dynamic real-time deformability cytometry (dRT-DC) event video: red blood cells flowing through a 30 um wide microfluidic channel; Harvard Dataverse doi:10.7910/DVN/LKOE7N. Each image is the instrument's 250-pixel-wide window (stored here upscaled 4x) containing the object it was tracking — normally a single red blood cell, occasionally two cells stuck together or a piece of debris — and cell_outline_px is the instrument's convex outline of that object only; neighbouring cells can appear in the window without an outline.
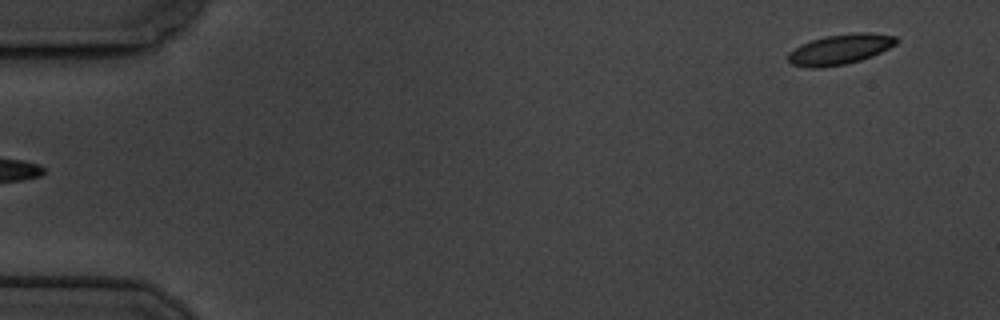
{"species": "common noctule bat (a hibernating species)", "species_latin": "Nyctalus noctula", "temperature_condition": "cold", "stored_images_in_passage": 4, "segment_of_instrument_passage": [2, 2], "camera_frame_rate_fps": 3000, "um_per_image_px": 0.085, "animal": {"sex": "male", "body_mass_g": 19.5, "forearm_length_mm": 54.6}, "frame": {"image": 1, "passage_image": 4, "time_ms": 3.667, "image_size_px": [1000, 320], "cell_outline_px": [[900, 40], [896, 44], [872, 56], [860, 60], [844, 64], [820, 68], [808, 68], [792, 64], [788, 60], [788, 52], [800, 44], [824, 36], [856, 32], [868, 32], [896, 36]], "centroid_in_image_um": [71.4, 4.18], "position_along_channel_um": 13.6, "area_um2": 19.13}}